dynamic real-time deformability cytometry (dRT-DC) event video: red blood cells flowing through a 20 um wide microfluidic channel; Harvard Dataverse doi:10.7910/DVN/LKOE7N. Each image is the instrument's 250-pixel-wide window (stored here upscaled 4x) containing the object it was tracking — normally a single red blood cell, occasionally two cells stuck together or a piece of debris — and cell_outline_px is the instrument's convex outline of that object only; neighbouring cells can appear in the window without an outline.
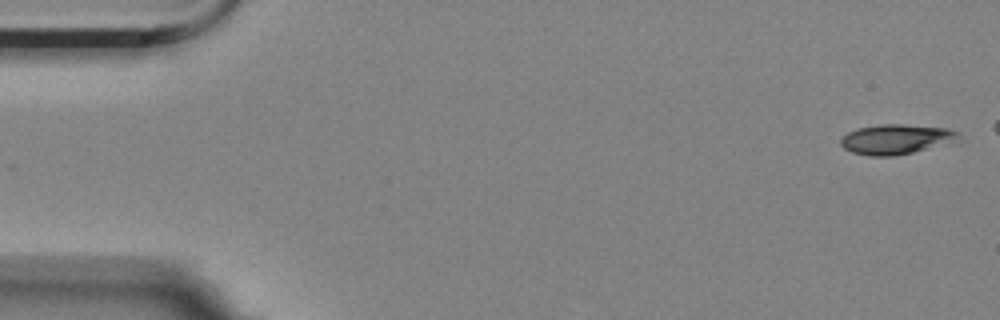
{"species": "Egyptian fruit bat (a non-hibernating species)", "species_latin": "Rousettus aegyptiacus", "temperature_condition": "room temperature", "stored_images_in_passage": 6, "camera_frame_rate_fps": 3000, "um_per_image_px": 0.085, "animal": {"sex": "female"}, "frame": {"image": 1, "passage_image": 1, "time_ms": 0.0, "image_size_px": [1000, 320], "cell_outline_px": [[960, 136], [912, 152], [892, 156], [872, 156], [852, 152], [844, 148], [840, 144], [840, 140], [848, 132], [860, 128], [880, 124], [904, 124], [948, 128], [960, 132]], "centroid_in_image_um": [76.05, 11.81], "position_along_channel_um": 8.9, "area_um2": 19.71}}